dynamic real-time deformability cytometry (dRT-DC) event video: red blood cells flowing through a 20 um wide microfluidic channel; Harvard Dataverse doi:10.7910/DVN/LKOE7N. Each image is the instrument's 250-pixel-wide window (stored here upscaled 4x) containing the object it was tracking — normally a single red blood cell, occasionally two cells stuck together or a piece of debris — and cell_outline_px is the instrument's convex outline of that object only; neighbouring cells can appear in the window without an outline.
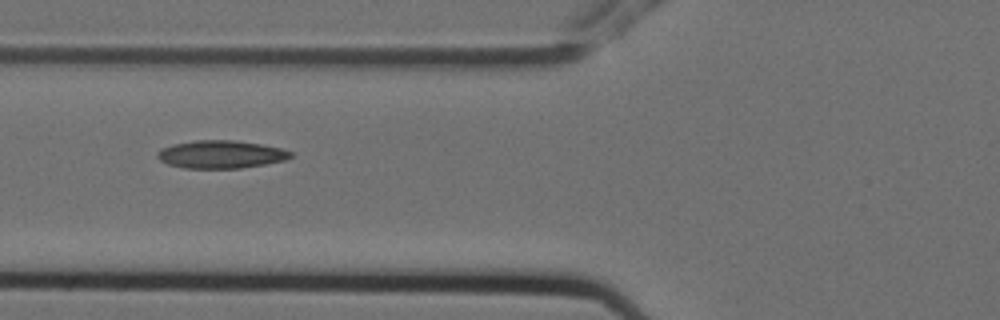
{"species": "Egyptian fruit bat (a non-hibernating species)", "species_latin": "Rousettus aegyptiacus", "temperature_condition": "cold", "stored_images_in_passage": 15, "segment_of_instrument_passage": [1, 2], "camera_frame_rate_fps": 3000, "um_per_image_px": 0.085, "animal": {"sex": "female"}, "frame": {"image": 1, "passage_image": 5, "time_ms": 1.333, "image_size_px": [1000, 320], "cell_outline_px": [[292, 156], [284, 160], [264, 164], [240, 168], [184, 168], [168, 164], [160, 160], [156, 156], [156, 152], [160, 148], [172, 144], [196, 140], [236, 140], [260, 144], [280, 148], [292, 152]], "centroid_in_image_um": [18.72, 13.11], "position_along_channel_um": 107.1, "area_um2": 21.62}}
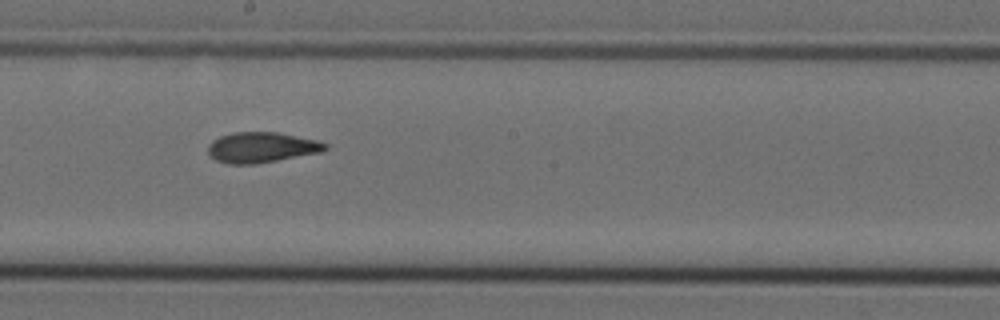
{"frame": {"image": 2, "passage_image": 8, "time_ms": 2.333, "image_size_px": [1000, 320], "cell_outline_px": [[328, 148], [324, 152], [252, 164], [228, 164], [216, 160], [208, 156], [208, 144], [212, 140], [220, 136], [232, 132], [276, 132], [320, 140], [328, 144]], "centroid_in_image_um": [22.24, 12.52], "position_along_channel_um": 226.0, "area_um2": 21.04}}
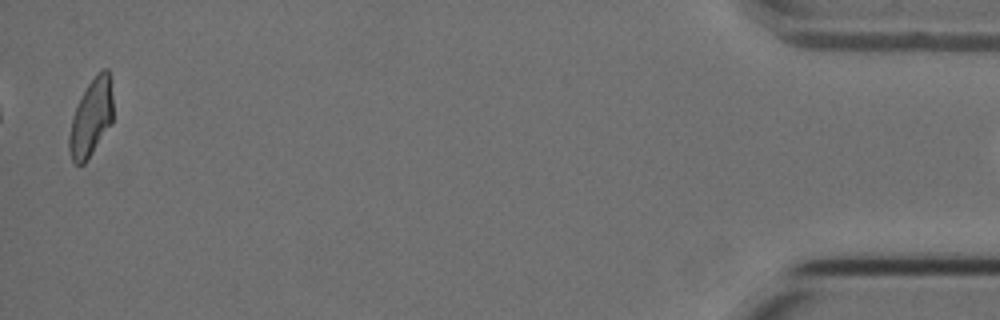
{"frame": {"image": 3, "passage_image": 14, "time_ms": 4.333, "image_size_px": [1000, 320], "cell_outline_px": [[112, 124], [84, 164], [76, 164], [72, 160], [68, 152], [68, 136], [72, 116], [88, 84], [96, 72], [104, 68], [108, 68], [112, 96]], "centroid_in_image_um": [7.74, 10.02], "position_along_channel_um": 427.5, "area_um2": 19.71}}